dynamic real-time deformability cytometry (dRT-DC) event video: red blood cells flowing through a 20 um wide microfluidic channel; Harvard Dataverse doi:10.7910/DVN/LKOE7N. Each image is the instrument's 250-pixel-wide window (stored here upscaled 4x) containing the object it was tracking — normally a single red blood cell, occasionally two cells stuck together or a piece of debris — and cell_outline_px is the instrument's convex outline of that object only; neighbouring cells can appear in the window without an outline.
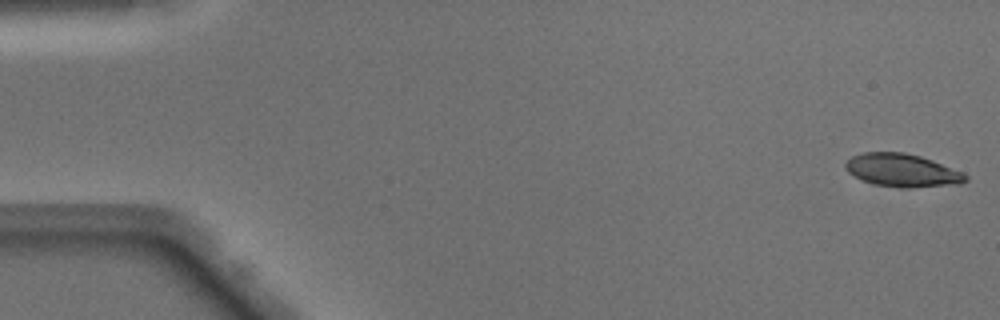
{"species": "Egyptian fruit bat (a non-hibernating species)", "species_latin": "Rousettus aegyptiacus", "temperature_condition": "warm", "stored_images_in_passage": 49, "camera_frame_rate_fps": 3000, "um_per_image_px": 0.085, "animal": {"sex": "male"}, "frame": {"image": 1, "passage_image": 1, "time_ms": 0.0, "image_size_px": [1000, 320], "cell_outline_px": [[968, 180], [960, 184], [908, 188], [872, 184], [848, 172], [844, 168], [844, 164], [852, 156], [864, 152], [904, 152], [920, 156], [932, 160], [964, 172], [968, 176]], "centroid_in_image_um": [76.72, 14.48], "position_along_channel_um": 8.3, "area_um2": 23.12}}
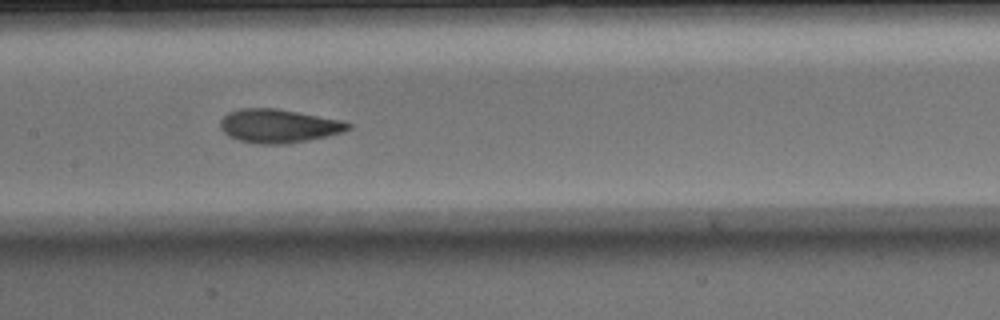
{"frame": {"image": 2, "passage_image": 24, "time_ms": 7.667, "image_size_px": [1000, 320], "cell_outline_px": [[352, 128], [344, 132], [328, 136], [288, 144], [256, 144], [240, 140], [228, 136], [220, 128], [220, 120], [228, 112], [240, 108], [276, 108], [344, 120], [352, 124]], "centroid_in_image_um": [23.71, 10.7], "position_along_channel_um": 183.7, "area_um2": 25.37}}
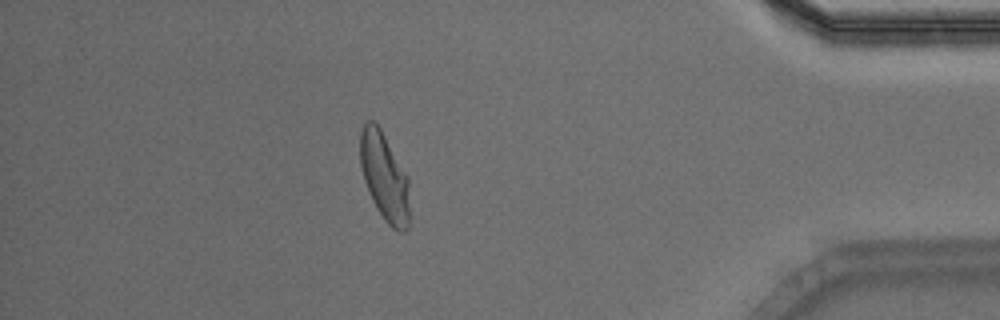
{"frame": {"image": 3, "passage_image": 43, "time_ms": 14.0, "image_size_px": [1000, 320], "cell_outline_px": [[408, 228], [404, 232], [396, 232], [384, 220], [376, 208], [372, 200], [364, 180], [360, 164], [360, 132], [364, 124], [368, 120], [372, 120], [380, 128], [408, 176]], "centroid_in_image_um": [32.67, 15.05], "position_along_channel_um": 402.5, "area_um2": 25.26}, "authors_computed_cell_mechanics": {"area_um2": 24.5072, "velocity_mm_per_s": 4.1149, "shape_relaxation_time_tau1_ms": 5.9279, "shape_relaxation_time_tau2_ms": 1.1502, "deformation_change_tau1": 0.212, "deformation_change_tau2": 0.0768}}